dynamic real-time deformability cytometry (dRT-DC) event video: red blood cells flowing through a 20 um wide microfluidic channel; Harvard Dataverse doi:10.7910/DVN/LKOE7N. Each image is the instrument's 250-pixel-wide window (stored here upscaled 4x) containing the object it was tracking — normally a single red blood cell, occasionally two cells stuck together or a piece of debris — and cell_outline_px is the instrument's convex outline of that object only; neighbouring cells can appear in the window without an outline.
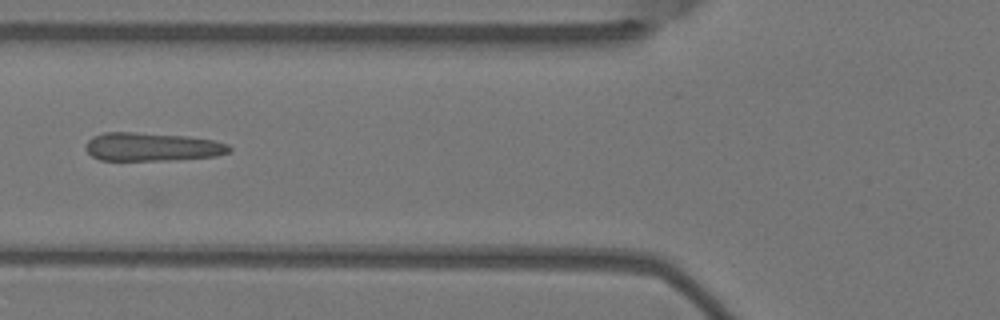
{"species": "Egyptian fruit bat (a non-hibernating species)", "species_latin": "Rousettus aegyptiacus", "temperature_condition": "warm", "stored_images_in_passage": 6, "camera_frame_rate_fps": 3000, "um_per_image_px": 0.085, "animal": {"sex": "female"}, "frame": {"image": 1, "passage_image": 6, "time_ms": 1.667, "image_size_px": [1000, 320], "cell_outline_px": [[232, 148], [228, 152], [216, 156], [172, 160], [100, 160], [92, 156], [84, 148], [84, 144], [92, 136], [104, 132], [136, 132], [188, 136], [212, 140], [228, 144]], "centroid_in_image_um": [12.88, 12.48], "position_along_channel_um": 112.9, "area_um2": 23.93}}